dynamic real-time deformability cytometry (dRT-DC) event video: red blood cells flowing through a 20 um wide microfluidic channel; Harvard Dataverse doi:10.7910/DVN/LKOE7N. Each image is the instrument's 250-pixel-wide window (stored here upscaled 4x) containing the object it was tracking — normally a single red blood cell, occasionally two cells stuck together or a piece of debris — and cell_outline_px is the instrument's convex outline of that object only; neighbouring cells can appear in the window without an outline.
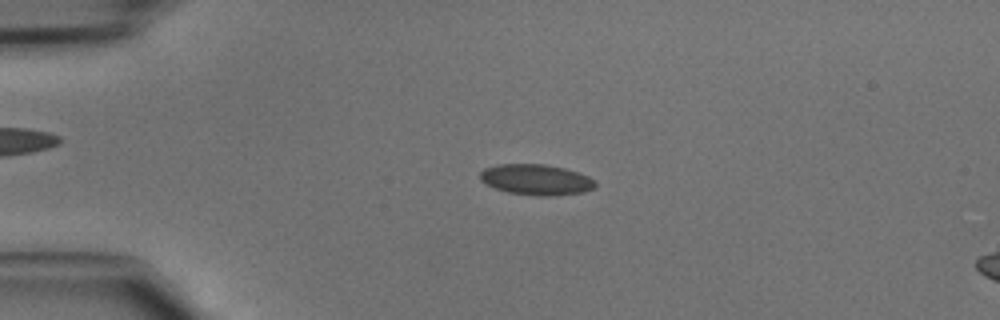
{"species": "common noctule bat (a hibernating species)", "species_latin": "Nyctalus noctula", "temperature_condition": "cold", "stored_images_in_passage": 45, "camera_frame_rate_fps": 3000, "um_per_image_px": 0.085, "animal": {"sex": "male", "body_mass_g": 15.6}, "frame": {"image": 1, "passage_image": 10, "time_ms": 3.0, "image_size_px": [1000, 320], "cell_outline_px": [[596, 184], [592, 188], [584, 192], [556, 196], [540, 196], [508, 192], [496, 188], [480, 180], [480, 172], [484, 168], [496, 164], [544, 164], [564, 168], [588, 176], [596, 180]], "centroid_in_image_um": [45.58, 15.27], "position_along_channel_um": 39.4, "area_um2": 20.58}}
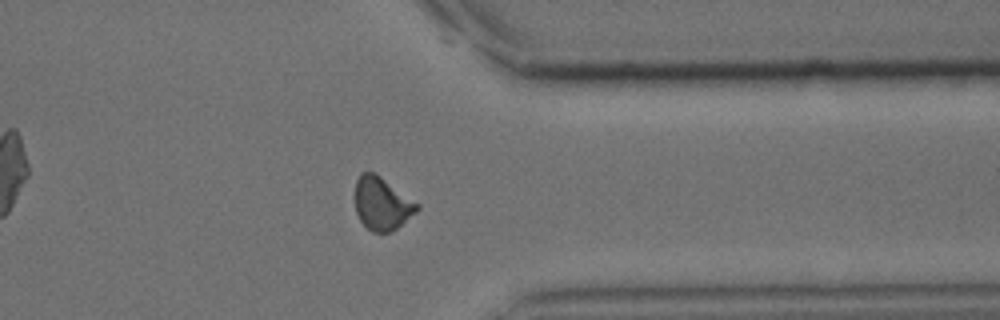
{"frame": {"image": 2, "passage_image": 36, "time_ms": 11.667, "image_size_px": [1000, 320], "cell_outline_px": [[420, 208], [416, 212], [392, 232], [372, 232], [360, 220], [356, 212], [356, 180], [360, 172], [372, 172], [380, 176], [420, 204]], "centroid_in_image_um": [32.48, 17.31], "position_along_channel_um": 378.9, "area_um2": 18.96}}
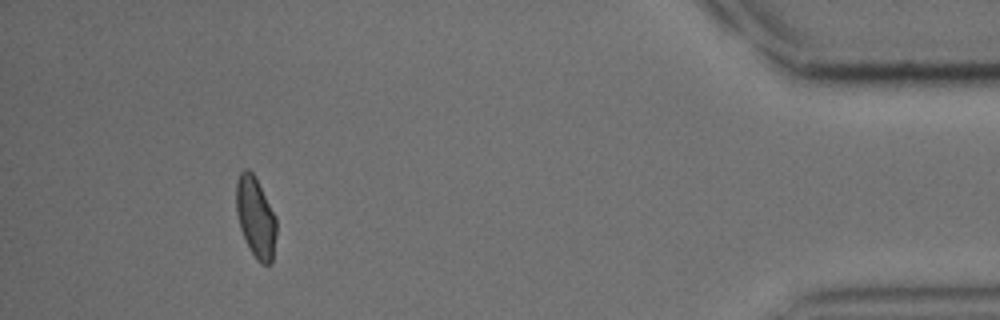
{"frame": {"image": 3, "passage_image": 42, "time_ms": 13.667, "image_size_px": [1000, 320], "cell_outline_px": [[276, 236], [272, 264], [260, 264], [256, 260], [248, 248], [240, 228], [236, 212], [236, 180], [240, 172], [244, 168], [248, 168], [252, 172], [276, 216]], "centroid_in_image_um": [21.72, 18.5], "position_along_channel_um": 413.5, "area_um2": 19.07}}